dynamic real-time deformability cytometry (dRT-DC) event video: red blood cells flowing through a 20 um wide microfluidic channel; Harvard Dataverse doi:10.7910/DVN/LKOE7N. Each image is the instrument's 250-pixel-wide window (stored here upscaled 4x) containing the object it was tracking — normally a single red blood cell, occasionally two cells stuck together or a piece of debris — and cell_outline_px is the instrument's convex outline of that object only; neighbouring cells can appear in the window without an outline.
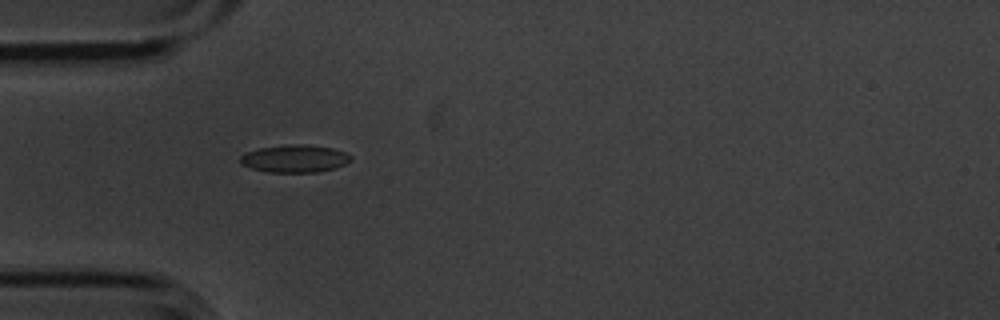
{"species": "common noctule bat (a hibernating species)", "species_latin": "Nyctalus noctula", "temperature_condition": "cold", "stored_images_in_passage": 7, "camera_frame_rate_fps": 3000, "um_per_image_px": 0.085, "animal": {"sex": "male", "body_mass_g": 20.1, "forearm_length_mm": 53.5}, "frame": {"image": 1, "passage_image": 4, "time_ms": 1.0, "image_size_px": [1000, 320], "cell_outline_px": [[352, 160], [336, 168], [316, 172], [268, 172], [252, 168], [240, 164], [240, 156], [244, 152], [260, 148], [288, 144], [304, 144], [332, 148], [344, 152], [352, 156]], "centroid_in_image_um": [25.04, 13.48], "position_along_channel_um": 60.0, "area_um2": 17.8}}
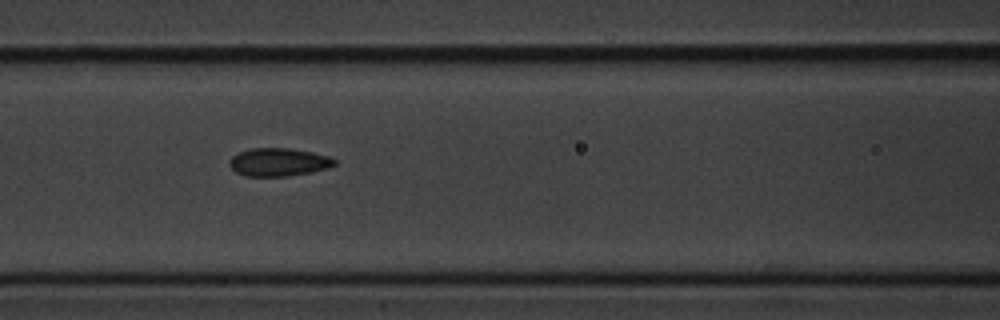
{"frame": {"image": 2, "passage_image": 6, "time_ms": 1.667, "image_size_px": [1000, 320], "cell_outline_px": [[336, 164], [328, 168], [312, 172], [288, 176], [244, 176], [236, 172], [228, 164], [228, 160], [232, 156], [248, 148], [292, 148], [312, 152], [328, 156], [336, 160]], "centroid_in_image_um": [23.66, 13.78], "position_along_channel_um": 142.9, "area_um2": 17.34}}
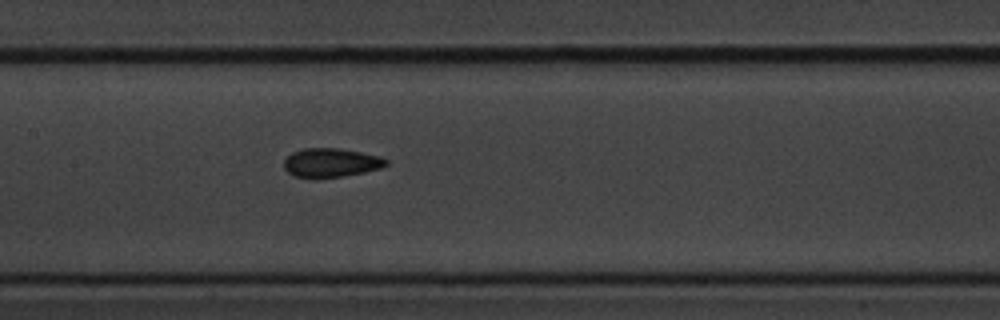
{"frame": {"image": 3, "passage_image": 7, "time_ms": 2.0, "image_size_px": [1000, 320], "cell_outline_px": [[388, 164], [380, 168], [364, 172], [344, 176], [316, 180], [312, 180], [292, 176], [284, 168], [284, 160], [292, 152], [304, 148], [340, 148], [380, 156], [388, 160]], "centroid_in_image_um": [28.09, 13.86], "position_along_channel_um": 179.3, "area_um2": 17.69}}